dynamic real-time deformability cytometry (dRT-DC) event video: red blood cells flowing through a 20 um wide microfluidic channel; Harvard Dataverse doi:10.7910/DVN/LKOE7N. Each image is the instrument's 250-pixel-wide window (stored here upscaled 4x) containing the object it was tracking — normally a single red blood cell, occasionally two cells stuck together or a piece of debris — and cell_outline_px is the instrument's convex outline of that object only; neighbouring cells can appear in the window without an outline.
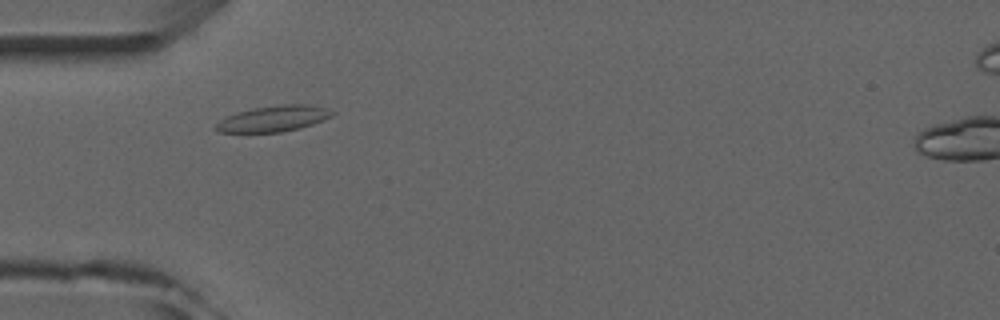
{"species": "common noctule bat (a hibernating species)", "species_latin": "Nyctalus noctula", "temperature_condition": "room temperature", "stored_images_in_passage": 4, "camera_frame_rate_fps": 3000, "um_per_image_px": 0.085, "animal": {"sex": "male", "forearm_length_mm": 52.5}, "frame": {"image": 1, "passage_image": 3, "time_ms": 2.333, "image_size_px": [1000, 320], "cell_outline_px": [[336, 112], [332, 116], [324, 120], [300, 128], [280, 132], [220, 132], [212, 128], [220, 120], [236, 112], [252, 108], [280, 104], [308, 104], [328, 108]], "centroid_in_image_um": [23.27, 10.07], "position_along_channel_um": 61.7, "area_um2": 17.69}}
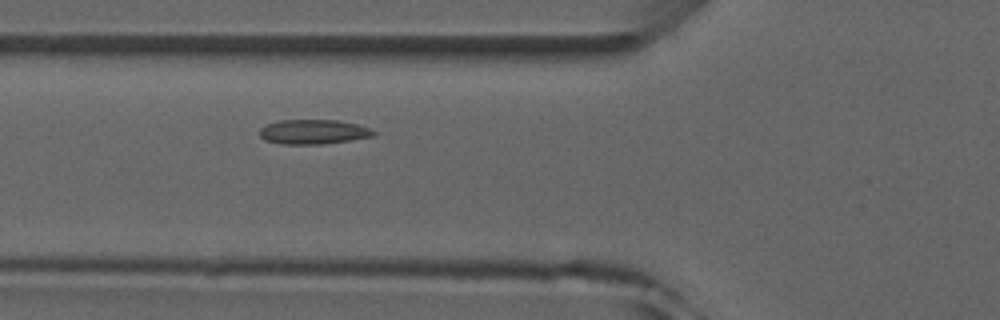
{"frame": {"image": 2, "passage_image": 4, "time_ms": 3.333, "image_size_px": [1000, 320], "cell_outline_px": [[376, 132], [372, 136], [352, 140], [324, 144], [280, 144], [264, 140], [260, 136], [260, 128], [268, 124], [280, 120], [336, 120], [356, 124], [368, 128]], "centroid_in_image_um": [26.61, 11.21], "position_along_channel_um": 99.2, "area_um2": 16.24}}